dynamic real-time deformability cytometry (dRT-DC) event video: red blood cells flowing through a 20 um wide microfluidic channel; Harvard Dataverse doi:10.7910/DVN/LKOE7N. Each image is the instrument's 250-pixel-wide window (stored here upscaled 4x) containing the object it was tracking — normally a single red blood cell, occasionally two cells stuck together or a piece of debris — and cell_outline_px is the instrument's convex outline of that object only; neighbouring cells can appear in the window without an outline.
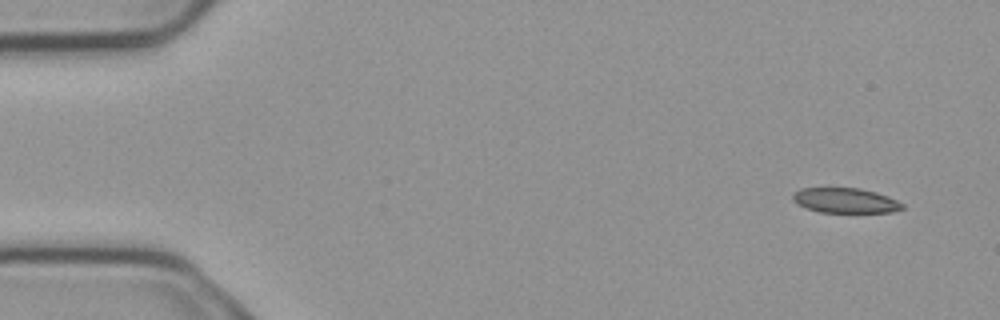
{"species": "common noctule bat (a hibernating species)", "species_latin": "Nyctalus noctula", "temperature_condition": "cold", "stored_images_in_passage": 4, "camera_frame_rate_fps": 3000, "um_per_image_px": 0.085, "animal": {"sex": "male", "body_mass_g": 23.1, "forearm_length_mm": 52.7}, "frame": {"image": 1, "passage_image": 1, "time_ms": 0.0, "image_size_px": [1000, 320], "cell_outline_px": [[904, 208], [892, 212], [820, 212], [808, 208], [792, 200], [792, 192], [800, 188], [860, 188], [876, 192], [888, 196], [904, 204]], "centroid_in_image_um": [71.85, 17.03], "position_along_channel_um": 13.1, "area_um2": 15.9}}
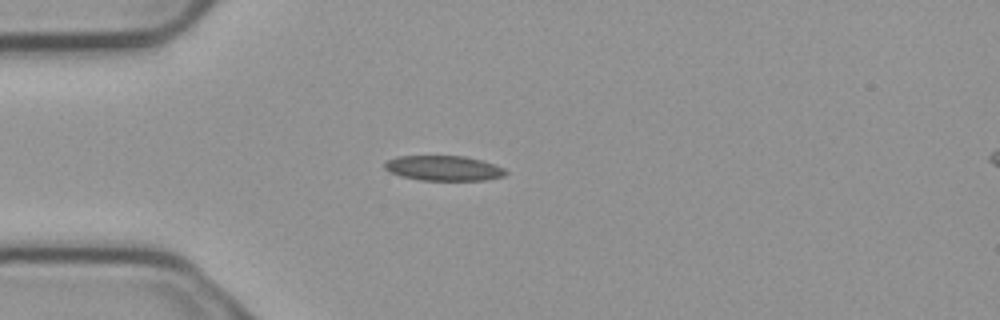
{"frame": {"image": 2, "passage_image": 4, "time_ms": 1.0, "image_size_px": [1000, 320], "cell_outline_px": [[508, 172], [504, 176], [484, 180], [420, 180], [400, 176], [388, 172], [384, 168], [384, 164], [388, 160], [396, 156], [464, 156], [480, 160], [504, 168]], "centroid_in_image_um": [37.67, 14.3], "position_along_channel_um": 47.3, "area_um2": 17.63}}